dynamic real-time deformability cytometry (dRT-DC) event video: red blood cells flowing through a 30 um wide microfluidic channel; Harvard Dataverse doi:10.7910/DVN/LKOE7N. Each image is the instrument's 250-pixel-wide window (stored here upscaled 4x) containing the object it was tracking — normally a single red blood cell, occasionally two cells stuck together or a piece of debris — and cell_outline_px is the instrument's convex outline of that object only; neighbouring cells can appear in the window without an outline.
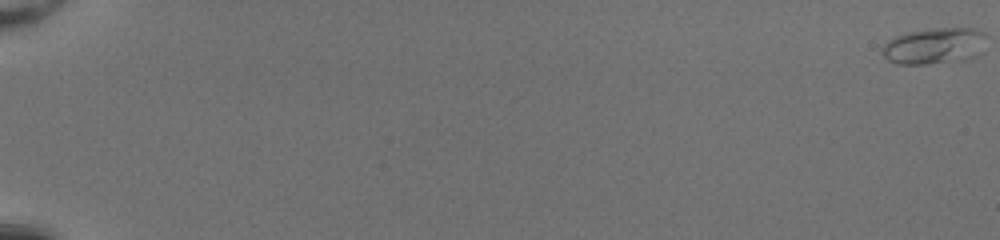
{"species": "common noctule bat (a hibernating species)", "species_latin": "Nyctalus noctula", "temperature_condition": "room temperature", "stored_images_in_passage": 54, "camera_frame_rate_fps": 3000, "um_per_image_px": 0.085, "animal": {"sex": "female", "body_mass_g": 20.0, "forearm_length_mm": 54.0}, "frame": {"image": 1, "passage_image": 1, "time_ms": 0.0, "image_size_px": [1000, 240], "cell_outline_px": [[984, 36], [980, 52], [976, 56], [964, 60], [924, 64], [896, 64], [888, 60], [884, 56], [884, 44], [888, 40], [896, 36], [908, 32], [932, 28], [972, 28], [984, 32]], "centroid_in_image_um": [79.4, 3.9], "position_along_channel_um": 5.6, "area_um2": 21.73}}
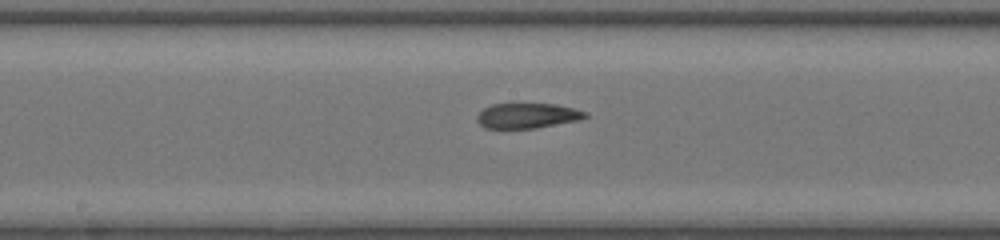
{"frame": {"image": 2, "passage_image": 32, "time_ms": 10.333, "image_size_px": [1000, 240], "cell_outline_px": [[588, 116], [580, 120], [536, 128], [484, 128], [476, 120], [476, 116], [484, 108], [492, 104], [556, 104], [576, 108], [588, 112]], "centroid_in_image_um": [44.86, 9.83], "position_along_channel_um": 203.3, "area_um2": 15.95}}
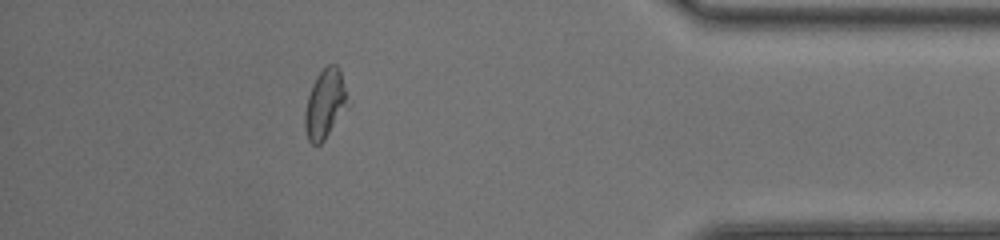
{"frame": {"image": 3, "passage_image": 49, "time_ms": 16.0, "image_size_px": [1000, 240], "cell_outline_px": [[348, 108], [324, 140], [320, 144], [312, 144], [308, 140], [304, 128], [304, 112], [308, 96], [312, 84], [316, 76], [328, 64], [336, 64], [340, 68]], "centroid_in_image_um": [27.6, 8.85], "position_along_channel_um": 407.6, "area_um2": 17.22}, "authors_computed_cell_mechanics": {"area_um2": 17.1377, "velocity_mm_per_s": 4.1747, "shape_relaxation_time_tau1_ms": null, "shape_relaxation_time_tau2_ms": 4.3138, "deformation_change_tau1": null, "deformation_change_tau2": 0.0991}}